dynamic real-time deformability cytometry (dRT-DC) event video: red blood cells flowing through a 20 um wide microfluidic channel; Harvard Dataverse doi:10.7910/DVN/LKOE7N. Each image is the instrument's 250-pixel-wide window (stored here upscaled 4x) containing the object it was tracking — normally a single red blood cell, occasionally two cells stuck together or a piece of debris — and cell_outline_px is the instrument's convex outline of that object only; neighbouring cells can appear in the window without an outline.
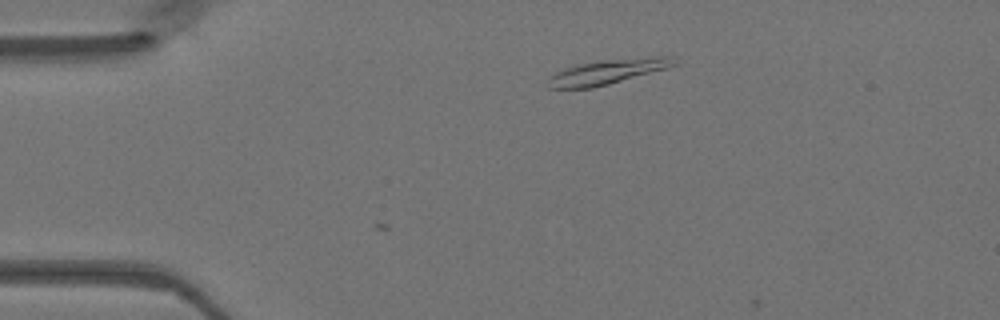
{"species": "Egyptian fruit bat (a non-hibernating species)", "species_latin": "Rousettus aegyptiacus", "temperature_condition": "warm", "stored_images_in_passage": 7, "camera_frame_rate_fps": 3000, "um_per_image_px": 0.085, "animal": {"sex": "female"}, "frame": {"image": 1, "passage_image": 7, "time_ms": 2.0, "image_size_px": [1000, 320], "cell_outline_px": [[676, 64], [668, 68], [608, 84], [592, 88], [548, 88], [548, 80], [556, 72], [564, 68], [576, 64], [600, 60], [660, 56], [672, 56]], "centroid_in_image_um": [51.63, 6.09], "position_along_channel_um": 33.4, "area_um2": 18.03}}